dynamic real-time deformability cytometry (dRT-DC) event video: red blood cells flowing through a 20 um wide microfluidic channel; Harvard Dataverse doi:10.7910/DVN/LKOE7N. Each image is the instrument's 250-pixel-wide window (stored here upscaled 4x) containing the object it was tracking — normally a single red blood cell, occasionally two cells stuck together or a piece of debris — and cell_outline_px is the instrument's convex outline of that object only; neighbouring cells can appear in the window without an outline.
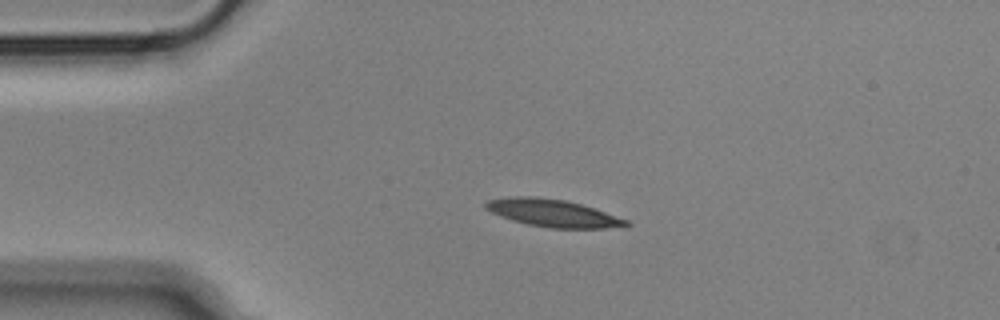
{"species": "Egyptian fruit bat (a non-hibernating species)", "species_latin": "Rousettus aegyptiacus", "temperature_condition": "cold", "stored_images_in_passage": 44, "camera_frame_rate_fps": 3000, "um_per_image_px": 0.085, "animal": {"sex": "male"}, "frame": {"image": 1, "passage_image": 1, "time_ms": 0.0, "image_size_px": [1000, 320], "cell_outline_px": [[632, 224], [604, 228], [552, 228], [528, 224], [512, 220], [500, 216], [484, 208], [484, 204], [488, 200], [508, 196], [536, 196], [568, 200], [628, 220]], "centroid_in_image_um": [46.93, 18.09], "position_along_channel_um": 38.1, "area_um2": 22.31}}
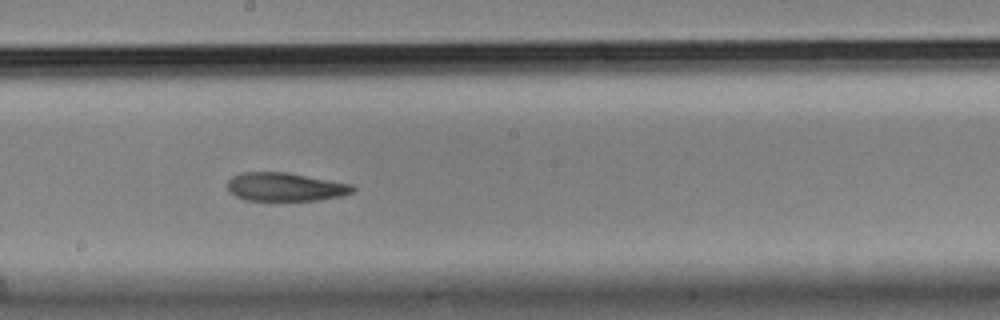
{"frame": {"image": 2, "passage_image": 19, "time_ms": 6.0, "image_size_px": [1000, 320], "cell_outline_px": [[356, 188], [352, 192], [344, 196], [316, 200], [272, 204], [244, 200], [228, 192], [228, 180], [232, 176], [244, 172], [284, 172], [352, 184]], "centroid_in_image_um": [24.2, 15.95], "position_along_channel_um": 224.0, "area_um2": 21.73}}
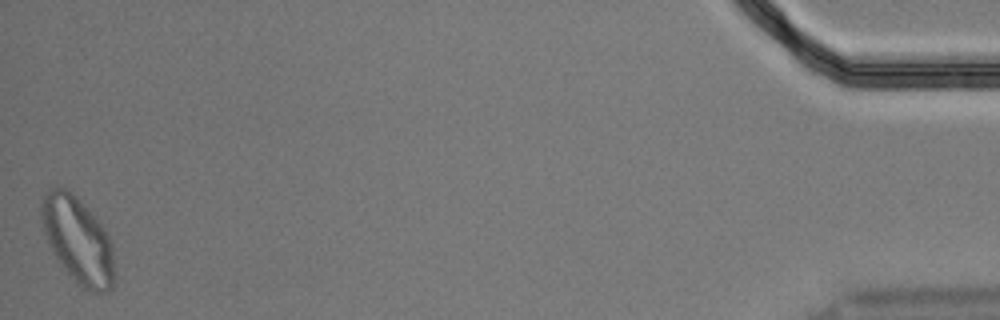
{"frame": {"image": 3, "passage_image": 44, "time_ms": 14.333, "image_size_px": [1000, 320], "cell_outline_px": [[112, 288], [108, 292], [92, 292], [80, 288], [60, 264], [48, 244], [44, 232], [40, 216], [40, 204], [44, 192], [48, 188], [56, 184], [72, 192], [92, 212], [108, 236], [112, 244]], "centroid_in_image_um": [6.55, 20.37], "position_along_channel_um": 428.6, "area_um2": 36.82}, "authors_computed_cell_mechanics": {"area_um2": 22.542, "velocity_mm_per_s": 3.5891, "shape_relaxation_time_tau1_ms": 6.4317, "shape_relaxation_time_tau2_ms": 5.1474, "deformation_change_tau1": 0.184, "deformation_change_tau2": 0.1184}}